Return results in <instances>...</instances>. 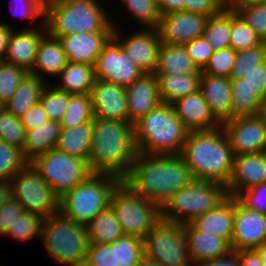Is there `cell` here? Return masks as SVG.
I'll return each mask as SVG.
<instances>
[{
  "label": "cell",
  "mask_w": 266,
  "mask_h": 266,
  "mask_svg": "<svg viewBox=\"0 0 266 266\" xmlns=\"http://www.w3.org/2000/svg\"><path fill=\"white\" fill-rule=\"evenodd\" d=\"M192 180L190 170L180 154L137 153L123 182L139 196L162 207L170 197Z\"/></svg>",
  "instance_id": "obj_1"
},
{
  "label": "cell",
  "mask_w": 266,
  "mask_h": 266,
  "mask_svg": "<svg viewBox=\"0 0 266 266\" xmlns=\"http://www.w3.org/2000/svg\"><path fill=\"white\" fill-rule=\"evenodd\" d=\"M136 155L134 125L94 117L88 159L92 173L114 175L123 181L129 174Z\"/></svg>",
  "instance_id": "obj_2"
},
{
  "label": "cell",
  "mask_w": 266,
  "mask_h": 266,
  "mask_svg": "<svg viewBox=\"0 0 266 266\" xmlns=\"http://www.w3.org/2000/svg\"><path fill=\"white\" fill-rule=\"evenodd\" d=\"M193 180L228 185L234 163L229 140L222 129L189 131L180 154Z\"/></svg>",
  "instance_id": "obj_3"
},
{
  "label": "cell",
  "mask_w": 266,
  "mask_h": 266,
  "mask_svg": "<svg viewBox=\"0 0 266 266\" xmlns=\"http://www.w3.org/2000/svg\"><path fill=\"white\" fill-rule=\"evenodd\" d=\"M96 0H45L46 33L59 39L74 33L114 32V22Z\"/></svg>",
  "instance_id": "obj_4"
},
{
  "label": "cell",
  "mask_w": 266,
  "mask_h": 266,
  "mask_svg": "<svg viewBox=\"0 0 266 266\" xmlns=\"http://www.w3.org/2000/svg\"><path fill=\"white\" fill-rule=\"evenodd\" d=\"M189 130L171 104L161 103L134 124L137 153L149 155L181 154Z\"/></svg>",
  "instance_id": "obj_5"
},
{
  "label": "cell",
  "mask_w": 266,
  "mask_h": 266,
  "mask_svg": "<svg viewBox=\"0 0 266 266\" xmlns=\"http://www.w3.org/2000/svg\"><path fill=\"white\" fill-rule=\"evenodd\" d=\"M121 182L114 175L92 173L59 199V212L77 224L86 226L110 206L111 196Z\"/></svg>",
  "instance_id": "obj_6"
},
{
  "label": "cell",
  "mask_w": 266,
  "mask_h": 266,
  "mask_svg": "<svg viewBox=\"0 0 266 266\" xmlns=\"http://www.w3.org/2000/svg\"><path fill=\"white\" fill-rule=\"evenodd\" d=\"M40 239L54 262L69 266L84 265L90 245L86 226L58 212L44 218Z\"/></svg>",
  "instance_id": "obj_7"
},
{
  "label": "cell",
  "mask_w": 266,
  "mask_h": 266,
  "mask_svg": "<svg viewBox=\"0 0 266 266\" xmlns=\"http://www.w3.org/2000/svg\"><path fill=\"white\" fill-rule=\"evenodd\" d=\"M228 197L226 186L215 181L192 180L161 207L162 219L187 224L216 208Z\"/></svg>",
  "instance_id": "obj_8"
},
{
  "label": "cell",
  "mask_w": 266,
  "mask_h": 266,
  "mask_svg": "<svg viewBox=\"0 0 266 266\" xmlns=\"http://www.w3.org/2000/svg\"><path fill=\"white\" fill-rule=\"evenodd\" d=\"M110 207L125 235L144 238L161 220V206L135 193L123 181L114 190Z\"/></svg>",
  "instance_id": "obj_9"
},
{
  "label": "cell",
  "mask_w": 266,
  "mask_h": 266,
  "mask_svg": "<svg viewBox=\"0 0 266 266\" xmlns=\"http://www.w3.org/2000/svg\"><path fill=\"white\" fill-rule=\"evenodd\" d=\"M30 164L59 198L92 174L87 160L56 148L37 156Z\"/></svg>",
  "instance_id": "obj_10"
},
{
  "label": "cell",
  "mask_w": 266,
  "mask_h": 266,
  "mask_svg": "<svg viewBox=\"0 0 266 266\" xmlns=\"http://www.w3.org/2000/svg\"><path fill=\"white\" fill-rule=\"evenodd\" d=\"M143 250L160 266H192L182 224L162 219L143 238Z\"/></svg>",
  "instance_id": "obj_11"
},
{
  "label": "cell",
  "mask_w": 266,
  "mask_h": 266,
  "mask_svg": "<svg viewBox=\"0 0 266 266\" xmlns=\"http://www.w3.org/2000/svg\"><path fill=\"white\" fill-rule=\"evenodd\" d=\"M12 197L24 211L36 213L44 218L59 212V197L40 177L29 163L11 180Z\"/></svg>",
  "instance_id": "obj_12"
},
{
  "label": "cell",
  "mask_w": 266,
  "mask_h": 266,
  "mask_svg": "<svg viewBox=\"0 0 266 266\" xmlns=\"http://www.w3.org/2000/svg\"><path fill=\"white\" fill-rule=\"evenodd\" d=\"M123 35L115 26L113 38L120 44L128 59L144 74L156 71L162 42L157 29H139L130 37L122 39ZM122 39V40H121Z\"/></svg>",
  "instance_id": "obj_13"
},
{
  "label": "cell",
  "mask_w": 266,
  "mask_h": 266,
  "mask_svg": "<svg viewBox=\"0 0 266 266\" xmlns=\"http://www.w3.org/2000/svg\"><path fill=\"white\" fill-rule=\"evenodd\" d=\"M95 78L124 87L144 73L128 59L120 44L112 38L98 56L94 66Z\"/></svg>",
  "instance_id": "obj_14"
},
{
  "label": "cell",
  "mask_w": 266,
  "mask_h": 266,
  "mask_svg": "<svg viewBox=\"0 0 266 266\" xmlns=\"http://www.w3.org/2000/svg\"><path fill=\"white\" fill-rule=\"evenodd\" d=\"M234 157L266 152V125L257 117H240L221 124Z\"/></svg>",
  "instance_id": "obj_15"
},
{
  "label": "cell",
  "mask_w": 266,
  "mask_h": 266,
  "mask_svg": "<svg viewBox=\"0 0 266 266\" xmlns=\"http://www.w3.org/2000/svg\"><path fill=\"white\" fill-rule=\"evenodd\" d=\"M208 16L185 11L172 12L160 17L157 31L163 44L180 45L203 36Z\"/></svg>",
  "instance_id": "obj_16"
},
{
  "label": "cell",
  "mask_w": 266,
  "mask_h": 266,
  "mask_svg": "<svg viewBox=\"0 0 266 266\" xmlns=\"http://www.w3.org/2000/svg\"><path fill=\"white\" fill-rule=\"evenodd\" d=\"M266 242V215L248 209L235 197L232 251L252 250Z\"/></svg>",
  "instance_id": "obj_17"
},
{
  "label": "cell",
  "mask_w": 266,
  "mask_h": 266,
  "mask_svg": "<svg viewBox=\"0 0 266 266\" xmlns=\"http://www.w3.org/2000/svg\"><path fill=\"white\" fill-rule=\"evenodd\" d=\"M91 98L94 117L129 122L126 87L96 79Z\"/></svg>",
  "instance_id": "obj_18"
},
{
  "label": "cell",
  "mask_w": 266,
  "mask_h": 266,
  "mask_svg": "<svg viewBox=\"0 0 266 266\" xmlns=\"http://www.w3.org/2000/svg\"><path fill=\"white\" fill-rule=\"evenodd\" d=\"M262 183H266V152L234 157L232 175L226 186L228 196L236 197Z\"/></svg>",
  "instance_id": "obj_19"
},
{
  "label": "cell",
  "mask_w": 266,
  "mask_h": 266,
  "mask_svg": "<svg viewBox=\"0 0 266 266\" xmlns=\"http://www.w3.org/2000/svg\"><path fill=\"white\" fill-rule=\"evenodd\" d=\"M112 38L113 32H80L62 36L59 40L69 62L95 66L98 56Z\"/></svg>",
  "instance_id": "obj_20"
},
{
  "label": "cell",
  "mask_w": 266,
  "mask_h": 266,
  "mask_svg": "<svg viewBox=\"0 0 266 266\" xmlns=\"http://www.w3.org/2000/svg\"><path fill=\"white\" fill-rule=\"evenodd\" d=\"M126 93L129 123L132 125L162 103L157 77L154 73L143 74L126 87Z\"/></svg>",
  "instance_id": "obj_21"
},
{
  "label": "cell",
  "mask_w": 266,
  "mask_h": 266,
  "mask_svg": "<svg viewBox=\"0 0 266 266\" xmlns=\"http://www.w3.org/2000/svg\"><path fill=\"white\" fill-rule=\"evenodd\" d=\"M40 25V28L29 27V29L27 28L20 32L13 29L4 61L30 72L36 60L40 41L46 34L44 21H41Z\"/></svg>",
  "instance_id": "obj_22"
},
{
  "label": "cell",
  "mask_w": 266,
  "mask_h": 266,
  "mask_svg": "<svg viewBox=\"0 0 266 266\" xmlns=\"http://www.w3.org/2000/svg\"><path fill=\"white\" fill-rule=\"evenodd\" d=\"M171 105L189 131L212 130L221 126L200 90L176 100Z\"/></svg>",
  "instance_id": "obj_23"
},
{
  "label": "cell",
  "mask_w": 266,
  "mask_h": 266,
  "mask_svg": "<svg viewBox=\"0 0 266 266\" xmlns=\"http://www.w3.org/2000/svg\"><path fill=\"white\" fill-rule=\"evenodd\" d=\"M183 227L193 266L225 256L232 251L230 244L222 237L203 233L191 223L183 224Z\"/></svg>",
  "instance_id": "obj_24"
},
{
  "label": "cell",
  "mask_w": 266,
  "mask_h": 266,
  "mask_svg": "<svg viewBox=\"0 0 266 266\" xmlns=\"http://www.w3.org/2000/svg\"><path fill=\"white\" fill-rule=\"evenodd\" d=\"M200 91L208 103L211 113L221 124L231 120L233 98L229 77L202 74Z\"/></svg>",
  "instance_id": "obj_25"
},
{
  "label": "cell",
  "mask_w": 266,
  "mask_h": 266,
  "mask_svg": "<svg viewBox=\"0 0 266 266\" xmlns=\"http://www.w3.org/2000/svg\"><path fill=\"white\" fill-rule=\"evenodd\" d=\"M235 219V197L228 196L216 208L190 222L197 230L224 238L231 244Z\"/></svg>",
  "instance_id": "obj_26"
},
{
  "label": "cell",
  "mask_w": 266,
  "mask_h": 266,
  "mask_svg": "<svg viewBox=\"0 0 266 266\" xmlns=\"http://www.w3.org/2000/svg\"><path fill=\"white\" fill-rule=\"evenodd\" d=\"M68 62L61 41L46 33L40 41L34 66L29 73L41 79L42 74L59 75Z\"/></svg>",
  "instance_id": "obj_27"
},
{
  "label": "cell",
  "mask_w": 266,
  "mask_h": 266,
  "mask_svg": "<svg viewBox=\"0 0 266 266\" xmlns=\"http://www.w3.org/2000/svg\"><path fill=\"white\" fill-rule=\"evenodd\" d=\"M162 103L172 104L200 90L202 74H155Z\"/></svg>",
  "instance_id": "obj_28"
},
{
  "label": "cell",
  "mask_w": 266,
  "mask_h": 266,
  "mask_svg": "<svg viewBox=\"0 0 266 266\" xmlns=\"http://www.w3.org/2000/svg\"><path fill=\"white\" fill-rule=\"evenodd\" d=\"M61 126L59 122L49 120L40 126L26 131L23 153L26 159L31 162L37 156L55 149Z\"/></svg>",
  "instance_id": "obj_29"
},
{
  "label": "cell",
  "mask_w": 266,
  "mask_h": 266,
  "mask_svg": "<svg viewBox=\"0 0 266 266\" xmlns=\"http://www.w3.org/2000/svg\"><path fill=\"white\" fill-rule=\"evenodd\" d=\"M59 75L55 87L70 94H91L96 80L94 66L90 64L68 62Z\"/></svg>",
  "instance_id": "obj_30"
},
{
  "label": "cell",
  "mask_w": 266,
  "mask_h": 266,
  "mask_svg": "<svg viewBox=\"0 0 266 266\" xmlns=\"http://www.w3.org/2000/svg\"><path fill=\"white\" fill-rule=\"evenodd\" d=\"M92 145V122L61 129L56 149L84 160L89 159Z\"/></svg>",
  "instance_id": "obj_31"
},
{
  "label": "cell",
  "mask_w": 266,
  "mask_h": 266,
  "mask_svg": "<svg viewBox=\"0 0 266 266\" xmlns=\"http://www.w3.org/2000/svg\"><path fill=\"white\" fill-rule=\"evenodd\" d=\"M154 74H202L184 46L163 44Z\"/></svg>",
  "instance_id": "obj_32"
},
{
  "label": "cell",
  "mask_w": 266,
  "mask_h": 266,
  "mask_svg": "<svg viewBox=\"0 0 266 266\" xmlns=\"http://www.w3.org/2000/svg\"><path fill=\"white\" fill-rule=\"evenodd\" d=\"M44 79L28 73L16 88L12 98L5 104V109L16 117H21L28 109L39 103Z\"/></svg>",
  "instance_id": "obj_33"
},
{
  "label": "cell",
  "mask_w": 266,
  "mask_h": 266,
  "mask_svg": "<svg viewBox=\"0 0 266 266\" xmlns=\"http://www.w3.org/2000/svg\"><path fill=\"white\" fill-rule=\"evenodd\" d=\"M86 230L89 244H111L125 235L110 206L97 214L86 225Z\"/></svg>",
  "instance_id": "obj_34"
},
{
  "label": "cell",
  "mask_w": 266,
  "mask_h": 266,
  "mask_svg": "<svg viewBox=\"0 0 266 266\" xmlns=\"http://www.w3.org/2000/svg\"><path fill=\"white\" fill-rule=\"evenodd\" d=\"M231 9L226 6L217 14L208 17L203 36L216 50L230 47Z\"/></svg>",
  "instance_id": "obj_35"
},
{
  "label": "cell",
  "mask_w": 266,
  "mask_h": 266,
  "mask_svg": "<svg viewBox=\"0 0 266 266\" xmlns=\"http://www.w3.org/2000/svg\"><path fill=\"white\" fill-rule=\"evenodd\" d=\"M94 119L91 94H70L69 105L60 126L61 129L72 128L78 124L92 122Z\"/></svg>",
  "instance_id": "obj_36"
},
{
  "label": "cell",
  "mask_w": 266,
  "mask_h": 266,
  "mask_svg": "<svg viewBox=\"0 0 266 266\" xmlns=\"http://www.w3.org/2000/svg\"><path fill=\"white\" fill-rule=\"evenodd\" d=\"M233 104L231 120L257 115L261 99L244 83H231Z\"/></svg>",
  "instance_id": "obj_37"
},
{
  "label": "cell",
  "mask_w": 266,
  "mask_h": 266,
  "mask_svg": "<svg viewBox=\"0 0 266 266\" xmlns=\"http://www.w3.org/2000/svg\"><path fill=\"white\" fill-rule=\"evenodd\" d=\"M115 247L116 263L119 266H135L143 257V239L124 235L111 243Z\"/></svg>",
  "instance_id": "obj_38"
},
{
  "label": "cell",
  "mask_w": 266,
  "mask_h": 266,
  "mask_svg": "<svg viewBox=\"0 0 266 266\" xmlns=\"http://www.w3.org/2000/svg\"><path fill=\"white\" fill-rule=\"evenodd\" d=\"M230 38V47L236 52L257 47L264 42L234 10H231Z\"/></svg>",
  "instance_id": "obj_39"
},
{
  "label": "cell",
  "mask_w": 266,
  "mask_h": 266,
  "mask_svg": "<svg viewBox=\"0 0 266 266\" xmlns=\"http://www.w3.org/2000/svg\"><path fill=\"white\" fill-rule=\"evenodd\" d=\"M45 85L42 89L39 103L48 115L49 119L61 122L65 112L67 111L70 93L59 90L55 85Z\"/></svg>",
  "instance_id": "obj_40"
},
{
  "label": "cell",
  "mask_w": 266,
  "mask_h": 266,
  "mask_svg": "<svg viewBox=\"0 0 266 266\" xmlns=\"http://www.w3.org/2000/svg\"><path fill=\"white\" fill-rule=\"evenodd\" d=\"M29 163L23 150L0 140V180L10 181Z\"/></svg>",
  "instance_id": "obj_41"
},
{
  "label": "cell",
  "mask_w": 266,
  "mask_h": 266,
  "mask_svg": "<svg viewBox=\"0 0 266 266\" xmlns=\"http://www.w3.org/2000/svg\"><path fill=\"white\" fill-rule=\"evenodd\" d=\"M43 221L44 217L24 211L16 218L5 235L25 242L35 236L41 238Z\"/></svg>",
  "instance_id": "obj_42"
},
{
  "label": "cell",
  "mask_w": 266,
  "mask_h": 266,
  "mask_svg": "<svg viewBox=\"0 0 266 266\" xmlns=\"http://www.w3.org/2000/svg\"><path fill=\"white\" fill-rule=\"evenodd\" d=\"M129 13L143 25L145 29H157L160 17L157 0H121ZM145 26V27H144Z\"/></svg>",
  "instance_id": "obj_43"
},
{
  "label": "cell",
  "mask_w": 266,
  "mask_h": 266,
  "mask_svg": "<svg viewBox=\"0 0 266 266\" xmlns=\"http://www.w3.org/2000/svg\"><path fill=\"white\" fill-rule=\"evenodd\" d=\"M266 62V41L257 47L236 52L235 63L230 79H240L250 70L257 69Z\"/></svg>",
  "instance_id": "obj_44"
},
{
  "label": "cell",
  "mask_w": 266,
  "mask_h": 266,
  "mask_svg": "<svg viewBox=\"0 0 266 266\" xmlns=\"http://www.w3.org/2000/svg\"><path fill=\"white\" fill-rule=\"evenodd\" d=\"M26 130L20 117H16L6 109L0 112V140L23 150Z\"/></svg>",
  "instance_id": "obj_45"
},
{
  "label": "cell",
  "mask_w": 266,
  "mask_h": 266,
  "mask_svg": "<svg viewBox=\"0 0 266 266\" xmlns=\"http://www.w3.org/2000/svg\"><path fill=\"white\" fill-rule=\"evenodd\" d=\"M29 72L22 67L0 61V100L6 104Z\"/></svg>",
  "instance_id": "obj_46"
},
{
  "label": "cell",
  "mask_w": 266,
  "mask_h": 266,
  "mask_svg": "<svg viewBox=\"0 0 266 266\" xmlns=\"http://www.w3.org/2000/svg\"><path fill=\"white\" fill-rule=\"evenodd\" d=\"M235 58L236 51L232 47L216 50L201 72L202 74L230 78Z\"/></svg>",
  "instance_id": "obj_47"
},
{
  "label": "cell",
  "mask_w": 266,
  "mask_h": 266,
  "mask_svg": "<svg viewBox=\"0 0 266 266\" xmlns=\"http://www.w3.org/2000/svg\"><path fill=\"white\" fill-rule=\"evenodd\" d=\"M235 12L263 41H266V4L237 8Z\"/></svg>",
  "instance_id": "obj_48"
},
{
  "label": "cell",
  "mask_w": 266,
  "mask_h": 266,
  "mask_svg": "<svg viewBox=\"0 0 266 266\" xmlns=\"http://www.w3.org/2000/svg\"><path fill=\"white\" fill-rule=\"evenodd\" d=\"M83 266H119L116 263L115 247H111V244H90Z\"/></svg>",
  "instance_id": "obj_49"
},
{
  "label": "cell",
  "mask_w": 266,
  "mask_h": 266,
  "mask_svg": "<svg viewBox=\"0 0 266 266\" xmlns=\"http://www.w3.org/2000/svg\"><path fill=\"white\" fill-rule=\"evenodd\" d=\"M236 198L248 209L266 215V183L253 186L239 193Z\"/></svg>",
  "instance_id": "obj_50"
},
{
  "label": "cell",
  "mask_w": 266,
  "mask_h": 266,
  "mask_svg": "<svg viewBox=\"0 0 266 266\" xmlns=\"http://www.w3.org/2000/svg\"><path fill=\"white\" fill-rule=\"evenodd\" d=\"M231 83H244L260 98L266 97V62L259 64L257 69L250 70L243 78L231 79Z\"/></svg>",
  "instance_id": "obj_51"
},
{
  "label": "cell",
  "mask_w": 266,
  "mask_h": 266,
  "mask_svg": "<svg viewBox=\"0 0 266 266\" xmlns=\"http://www.w3.org/2000/svg\"><path fill=\"white\" fill-rule=\"evenodd\" d=\"M184 47L189 57L200 70L205 67L215 51L204 36L195 38L193 41L185 44Z\"/></svg>",
  "instance_id": "obj_52"
},
{
  "label": "cell",
  "mask_w": 266,
  "mask_h": 266,
  "mask_svg": "<svg viewBox=\"0 0 266 266\" xmlns=\"http://www.w3.org/2000/svg\"><path fill=\"white\" fill-rule=\"evenodd\" d=\"M22 212L24 209L21 204L11 196L0 209V236H5Z\"/></svg>",
  "instance_id": "obj_53"
},
{
  "label": "cell",
  "mask_w": 266,
  "mask_h": 266,
  "mask_svg": "<svg viewBox=\"0 0 266 266\" xmlns=\"http://www.w3.org/2000/svg\"><path fill=\"white\" fill-rule=\"evenodd\" d=\"M16 2V7L17 5H19L20 7L17 8V10H14V5ZM10 4H12L13 6H11V9L14 16H20L28 20L41 16L42 20H44L45 0H12Z\"/></svg>",
  "instance_id": "obj_54"
},
{
  "label": "cell",
  "mask_w": 266,
  "mask_h": 266,
  "mask_svg": "<svg viewBox=\"0 0 266 266\" xmlns=\"http://www.w3.org/2000/svg\"><path fill=\"white\" fill-rule=\"evenodd\" d=\"M226 5L221 0H185V12L211 15L220 12Z\"/></svg>",
  "instance_id": "obj_55"
},
{
  "label": "cell",
  "mask_w": 266,
  "mask_h": 266,
  "mask_svg": "<svg viewBox=\"0 0 266 266\" xmlns=\"http://www.w3.org/2000/svg\"><path fill=\"white\" fill-rule=\"evenodd\" d=\"M21 123L26 131L34 129L50 119L40 103L32 106L21 117Z\"/></svg>",
  "instance_id": "obj_56"
},
{
  "label": "cell",
  "mask_w": 266,
  "mask_h": 266,
  "mask_svg": "<svg viewBox=\"0 0 266 266\" xmlns=\"http://www.w3.org/2000/svg\"><path fill=\"white\" fill-rule=\"evenodd\" d=\"M198 266H240L239 255L236 251H230L225 256L205 261Z\"/></svg>",
  "instance_id": "obj_57"
},
{
  "label": "cell",
  "mask_w": 266,
  "mask_h": 266,
  "mask_svg": "<svg viewBox=\"0 0 266 266\" xmlns=\"http://www.w3.org/2000/svg\"><path fill=\"white\" fill-rule=\"evenodd\" d=\"M158 11L161 16L185 11V0H157Z\"/></svg>",
  "instance_id": "obj_58"
},
{
  "label": "cell",
  "mask_w": 266,
  "mask_h": 266,
  "mask_svg": "<svg viewBox=\"0 0 266 266\" xmlns=\"http://www.w3.org/2000/svg\"><path fill=\"white\" fill-rule=\"evenodd\" d=\"M236 252L239 255L240 266H263L260 256L255 249Z\"/></svg>",
  "instance_id": "obj_59"
},
{
  "label": "cell",
  "mask_w": 266,
  "mask_h": 266,
  "mask_svg": "<svg viewBox=\"0 0 266 266\" xmlns=\"http://www.w3.org/2000/svg\"><path fill=\"white\" fill-rule=\"evenodd\" d=\"M13 27L0 22V61L4 60Z\"/></svg>",
  "instance_id": "obj_60"
},
{
  "label": "cell",
  "mask_w": 266,
  "mask_h": 266,
  "mask_svg": "<svg viewBox=\"0 0 266 266\" xmlns=\"http://www.w3.org/2000/svg\"><path fill=\"white\" fill-rule=\"evenodd\" d=\"M258 4H266V0H230L226 7L235 11L237 8Z\"/></svg>",
  "instance_id": "obj_61"
},
{
  "label": "cell",
  "mask_w": 266,
  "mask_h": 266,
  "mask_svg": "<svg viewBox=\"0 0 266 266\" xmlns=\"http://www.w3.org/2000/svg\"><path fill=\"white\" fill-rule=\"evenodd\" d=\"M11 183L10 181L0 180V209L4 206L6 201L11 198Z\"/></svg>",
  "instance_id": "obj_62"
},
{
  "label": "cell",
  "mask_w": 266,
  "mask_h": 266,
  "mask_svg": "<svg viewBox=\"0 0 266 266\" xmlns=\"http://www.w3.org/2000/svg\"><path fill=\"white\" fill-rule=\"evenodd\" d=\"M256 116L266 125V97L261 99Z\"/></svg>",
  "instance_id": "obj_63"
},
{
  "label": "cell",
  "mask_w": 266,
  "mask_h": 266,
  "mask_svg": "<svg viewBox=\"0 0 266 266\" xmlns=\"http://www.w3.org/2000/svg\"><path fill=\"white\" fill-rule=\"evenodd\" d=\"M260 256L261 262L263 266H266V242L261 246L255 249Z\"/></svg>",
  "instance_id": "obj_64"
},
{
  "label": "cell",
  "mask_w": 266,
  "mask_h": 266,
  "mask_svg": "<svg viewBox=\"0 0 266 266\" xmlns=\"http://www.w3.org/2000/svg\"><path fill=\"white\" fill-rule=\"evenodd\" d=\"M135 266H160V265L151 259L143 257Z\"/></svg>",
  "instance_id": "obj_65"
},
{
  "label": "cell",
  "mask_w": 266,
  "mask_h": 266,
  "mask_svg": "<svg viewBox=\"0 0 266 266\" xmlns=\"http://www.w3.org/2000/svg\"><path fill=\"white\" fill-rule=\"evenodd\" d=\"M5 109V104L0 100V112Z\"/></svg>",
  "instance_id": "obj_66"
},
{
  "label": "cell",
  "mask_w": 266,
  "mask_h": 266,
  "mask_svg": "<svg viewBox=\"0 0 266 266\" xmlns=\"http://www.w3.org/2000/svg\"><path fill=\"white\" fill-rule=\"evenodd\" d=\"M225 5H227L228 4V2L230 1V0H221Z\"/></svg>",
  "instance_id": "obj_67"
}]
</instances>
